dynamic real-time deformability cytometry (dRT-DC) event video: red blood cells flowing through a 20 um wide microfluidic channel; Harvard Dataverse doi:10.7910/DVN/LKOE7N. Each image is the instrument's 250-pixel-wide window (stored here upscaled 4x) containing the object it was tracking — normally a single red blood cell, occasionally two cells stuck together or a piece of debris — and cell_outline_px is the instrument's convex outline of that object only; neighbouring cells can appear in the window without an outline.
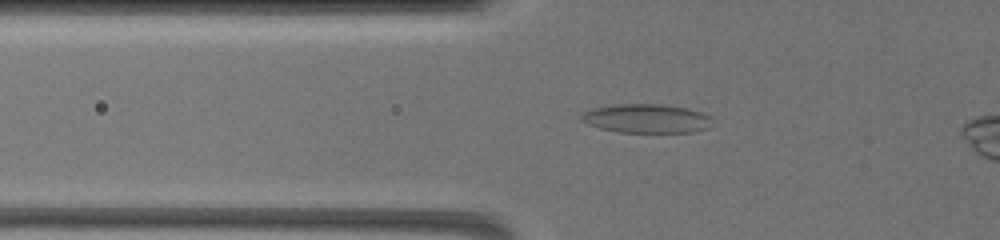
{"species": "common noctule bat (a hibernating species)", "species_latin": "Nyctalus noctula", "temperature_condition": "warm", "stored_images_in_passage": 13, "camera_frame_rate_fps": 3000, "um_per_image_px": 0.085, "animal": {"sex": "female", "body_mass_g": 19.5, "forearm_length_mm": 54.1}, "frame": {"image": 1, "passage_image": 5, "time_ms": 4.333, "image_size_px": [1000, 240], "cell_outline_px": [[712, 116], [708, 128], [692, 132], [620, 132], [600, 128], [588, 124], [580, 120], [580, 116], [584, 112], [592, 108], [620, 104], [660, 104], [684, 108], [700, 112]], "centroid_in_image_um": [54.93, 10.07], "position_along_channel_um": 70.9, "area_um2": 21.85}}
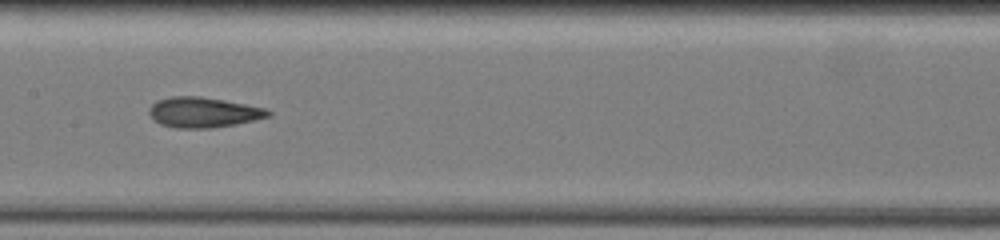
{"frame": {"image": 2, "passage_image": 10, "time_ms": 8.0, "image_size_px": [1000, 240], "cell_outline_px": [[272, 116], [236, 124], [212, 128], [176, 128], [160, 124], [148, 112], [148, 108], [156, 100], [172, 96], [200, 96], [224, 100], [264, 108], [272, 112]], "centroid_in_image_um": [17.28, 9.55], "position_along_channel_um": 190.1, "area_um2": 20.98}}
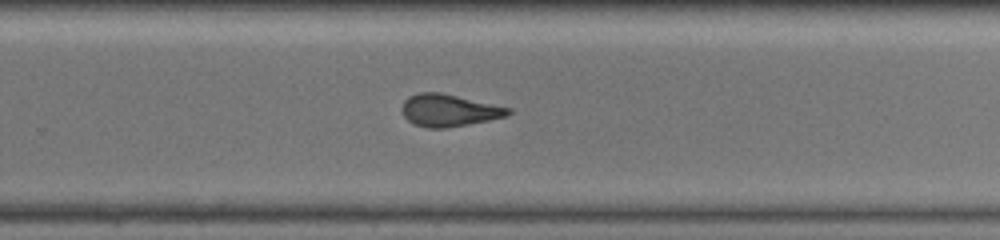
{"frame": {"image": 3, "passage_image": 13, "time_ms": 11.0, "image_size_px": [1000, 240], "cell_outline_px": [[512, 112], [508, 116], [488, 120], [444, 128], [428, 128], [412, 124], [404, 116], [400, 108], [404, 100], [408, 96], [416, 92], [440, 92], [512, 108]], "centroid_in_image_um": [38.13, 9.37], "position_along_channel_um": 291.7, "area_um2": 20.06}}